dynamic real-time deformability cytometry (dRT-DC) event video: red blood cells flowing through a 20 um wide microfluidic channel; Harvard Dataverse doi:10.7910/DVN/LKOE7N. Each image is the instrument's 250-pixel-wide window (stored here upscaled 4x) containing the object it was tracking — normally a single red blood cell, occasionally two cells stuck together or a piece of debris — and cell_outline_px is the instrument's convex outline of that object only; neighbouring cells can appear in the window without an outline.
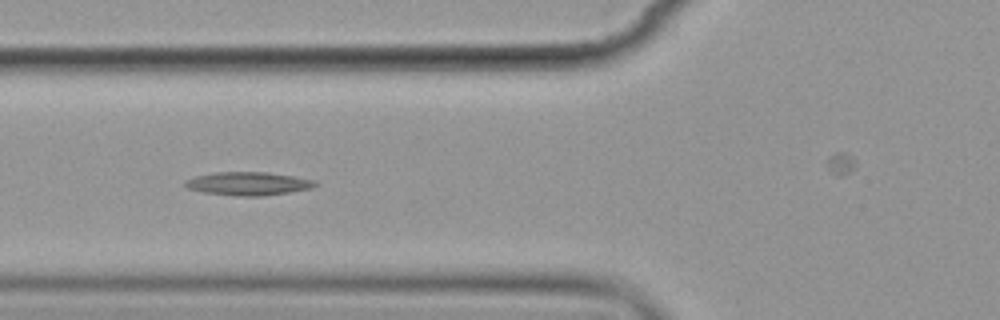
{"species": "common noctule bat (a hibernating species)", "species_latin": "Nyctalus noctula", "temperature_condition": "cold", "stored_images_in_passage": 7, "camera_frame_rate_fps": 3000, "um_per_image_px": 0.085, "animal": {"sex": "female", "body_mass_g": 19.9}, "frame": {"image": 1, "passage_image": 6, "time_ms": 5.667, "image_size_px": [1000, 320], "cell_outline_px": [[316, 184], [312, 188], [288, 192], [260, 196], [236, 196], [204, 192], [188, 188], [184, 184], [184, 180], [196, 176], [216, 172], [264, 172], [292, 176], [316, 180]], "centroid_in_image_um": [21.07, 15.6], "position_along_channel_um": 104.7, "area_um2": 17.46}}
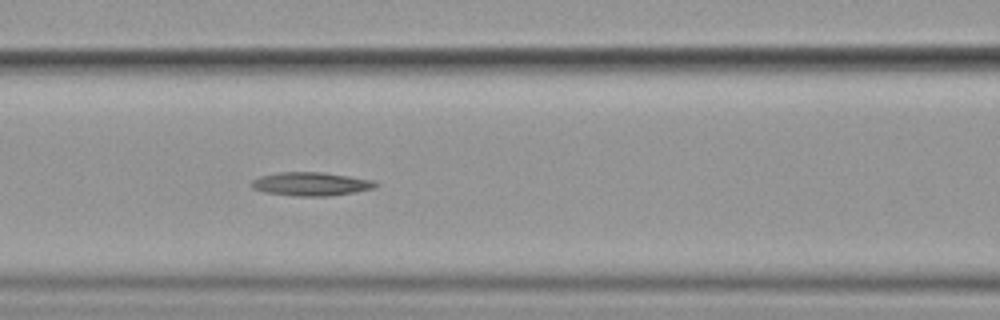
{"frame": {"image": 2, "passage_image": 7, "time_ms": 6.667, "image_size_px": [1000, 320], "cell_outline_px": [[376, 184], [372, 188], [352, 192], [328, 196], [296, 196], [264, 192], [252, 188], [248, 184], [252, 180], [260, 176], [280, 172], [320, 172], [348, 176], [372, 180]], "centroid_in_image_um": [26.32, 15.63], "position_along_channel_um": 140.3, "area_um2": 16.76}}